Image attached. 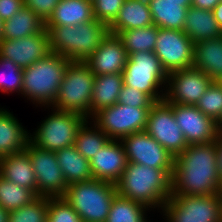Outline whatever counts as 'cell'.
<instances>
[{"label":"cell","mask_w":222,"mask_h":222,"mask_svg":"<svg viewBox=\"0 0 222 222\" xmlns=\"http://www.w3.org/2000/svg\"><path fill=\"white\" fill-rule=\"evenodd\" d=\"M172 195L221 194L215 141L188 145L174 158Z\"/></svg>","instance_id":"cell-1"},{"label":"cell","mask_w":222,"mask_h":222,"mask_svg":"<svg viewBox=\"0 0 222 222\" xmlns=\"http://www.w3.org/2000/svg\"><path fill=\"white\" fill-rule=\"evenodd\" d=\"M173 168H152L127 162L126 168L116 183L117 194L139 202L149 209L162 210L172 195Z\"/></svg>","instance_id":"cell-2"},{"label":"cell","mask_w":222,"mask_h":222,"mask_svg":"<svg viewBox=\"0 0 222 222\" xmlns=\"http://www.w3.org/2000/svg\"><path fill=\"white\" fill-rule=\"evenodd\" d=\"M50 52L70 61H86L100 46L109 28L99 20L73 26H45Z\"/></svg>","instance_id":"cell-3"},{"label":"cell","mask_w":222,"mask_h":222,"mask_svg":"<svg viewBox=\"0 0 222 222\" xmlns=\"http://www.w3.org/2000/svg\"><path fill=\"white\" fill-rule=\"evenodd\" d=\"M69 62L68 58L50 52L31 66L23 68L21 95L31 100L36 107H50L57 97Z\"/></svg>","instance_id":"cell-4"},{"label":"cell","mask_w":222,"mask_h":222,"mask_svg":"<svg viewBox=\"0 0 222 222\" xmlns=\"http://www.w3.org/2000/svg\"><path fill=\"white\" fill-rule=\"evenodd\" d=\"M116 195V184L91 179L69 184L63 198L78 213L82 222H106Z\"/></svg>","instance_id":"cell-5"},{"label":"cell","mask_w":222,"mask_h":222,"mask_svg":"<svg viewBox=\"0 0 222 222\" xmlns=\"http://www.w3.org/2000/svg\"><path fill=\"white\" fill-rule=\"evenodd\" d=\"M94 77L85 61H70L60 84L54 103L47 107L72 111L90 119L91 98L94 87Z\"/></svg>","instance_id":"cell-6"},{"label":"cell","mask_w":222,"mask_h":222,"mask_svg":"<svg viewBox=\"0 0 222 222\" xmlns=\"http://www.w3.org/2000/svg\"><path fill=\"white\" fill-rule=\"evenodd\" d=\"M122 75L124 85L146 93L154 102L164 100L168 74L154 52L129 54Z\"/></svg>","instance_id":"cell-7"},{"label":"cell","mask_w":222,"mask_h":222,"mask_svg":"<svg viewBox=\"0 0 222 222\" xmlns=\"http://www.w3.org/2000/svg\"><path fill=\"white\" fill-rule=\"evenodd\" d=\"M51 109V115L41 121L33 135L30 133L29 141L49 151L74 145L77 131L87 118L77 112Z\"/></svg>","instance_id":"cell-8"},{"label":"cell","mask_w":222,"mask_h":222,"mask_svg":"<svg viewBox=\"0 0 222 222\" xmlns=\"http://www.w3.org/2000/svg\"><path fill=\"white\" fill-rule=\"evenodd\" d=\"M160 213L167 222H222V195H171Z\"/></svg>","instance_id":"cell-9"},{"label":"cell","mask_w":222,"mask_h":222,"mask_svg":"<svg viewBox=\"0 0 222 222\" xmlns=\"http://www.w3.org/2000/svg\"><path fill=\"white\" fill-rule=\"evenodd\" d=\"M149 110L117 103L98 111L90 120L111 140H121L145 130Z\"/></svg>","instance_id":"cell-10"},{"label":"cell","mask_w":222,"mask_h":222,"mask_svg":"<svg viewBox=\"0 0 222 222\" xmlns=\"http://www.w3.org/2000/svg\"><path fill=\"white\" fill-rule=\"evenodd\" d=\"M145 131L174 157L188 146L174 118L173 103L165 100L155 102L151 106Z\"/></svg>","instance_id":"cell-11"},{"label":"cell","mask_w":222,"mask_h":222,"mask_svg":"<svg viewBox=\"0 0 222 222\" xmlns=\"http://www.w3.org/2000/svg\"><path fill=\"white\" fill-rule=\"evenodd\" d=\"M37 179V196L63 197L68 184L58 165L55 151L43 150L30 141L26 148Z\"/></svg>","instance_id":"cell-12"},{"label":"cell","mask_w":222,"mask_h":222,"mask_svg":"<svg viewBox=\"0 0 222 222\" xmlns=\"http://www.w3.org/2000/svg\"><path fill=\"white\" fill-rule=\"evenodd\" d=\"M154 53L167 74L193 67L194 43L183 31L159 28Z\"/></svg>","instance_id":"cell-13"},{"label":"cell","mask_w":222,"mask_h":222,"mask_svg":"<svg viewBox=\"0 0 222 222\" xmlns=\"http://www.w3.org/2000/svg\"><path fill=\"white\" fill-rule=\"evenodd\" d=\"M213 80L195 67L168 74L164 100L168 103L196 106Z\"/></svg>","instance_id":"cell-14"},{"label":"cell","mask_w":222,"mask_h":222,"mask_svg":"<svg viewBox=\"0 0 222 222\" xmlns=\"http://www.w3.org/2000/svg\"><path fill=\"white\" fill-rule=\"evenodd\" d=\"M128 162L152 168H173L174 156L145 130L120 140Z\"/></svg>","instance_id":"cell-15"},{"label":"cell","mask_w":222,"mask_h":222,"mask_svg":"<svg viewBox=\"0 0 222 222\" xmlns=\"http://www.w3.org/2000/svg\"><path fill=\"white\" fill-rule=\"evenodd\" d=\"M173 113L188 145L216 141L217 123L196 106L173 104Z\"/></svg>","instance_id":"cell-16"},{"label":"cell","mask_w":222,"mask_h":222,"mask_svg":"<svg viewBox=\"0 0 222 222\" xmlns=\"http://www.w3.org/2000/svg\"><path fill=\"white\" fill-rule=\"evenodd\" d=\"M49 53V36L46 29L21 39L0 41V57L11 60L20 68L31 66Z\"/></svg>","instance_id":"cell-17"},{"label":"cell","mask_w":222,"mask_h":222,"mask_svg":"<svg viewBox=\"0 0 222 222\" xmlns=\"http://www.w3.org/2000/svg\"><path fill=\"white\" fill-rule=\"evenodd\" d=\"M92 177L116 184L127 165V157L120 140H110L89 160Z\"/></svg>","instance_id":"cell-18"},{"label":"cell","mask_w":222,"mask_h":222,"mask_svg":"<svg viewBox=\"0 0 222 222\" xmlns=\"http://www.w3.org/2000/svg\"><path fill=\"white\" fill-rule=\"evenodd\" d=\"M127 59L128 55L120 38L116 34L109 32L103 38L100 46L85 62L96 76L122 74Z\"/></svg>","instance_id":"cell-19"},{"label":"cell","mask_w":222,"mask_h":222,"mask_svg":"<svg viewBox=\"0 0 222 222\" xmlns=\"http://www.w3.org/2000/svg\"><path fill=\"white\" fill-rule=\"evenodd\" d=\"M0 176L30 189L37 196V179L26 149L0 158Z\"/></svg>","instance_id":"cell-20"},{"label":"cell","mask_w":222,"mask_h":222,"mask_svg":"<svg viewBox=\"0 0 222 222\" xmlns=\"http://www.w3.org/2000/svg\"><path fill=\"white\" fill-rule=\"evenodd\" d=\"M27 129L10 110L0 108V158L24 150L29 143Z\"/></svg>","instance_id":"cell-21"},{"label":"cell","mask_w":222,"mask_h":222,"mask_svg":"<svg viewBox=\"0 0 222 222\" xmlns=\"http://www.w3.org/2000/svg\"><path fill=\"white\" fill-rule=\"evenodd\" d=\"M193 67L213 81L222 80V36L194 43Z\"/></svg>","instance_id":"cell-22"},{"label":"cell","mask_w":222,"mask_h":222,"mask_svg":"<svg viewBox=\"0 0 222 222\" xmlns=\"http://www.w3.org/2000/svg\"><path fill=\"white\" fill-rule=\"evenodd\" d=\"M149 4L142 0H125L115 20L108 26L109 32H119L153 25Z\"/></svg>","instance_id":"cell-23"},{"label":"cell","mask_w":222,"mask_h":222,"mask_svg":"<svg viewBox=\"0 0 222 222\" xmlns=\"http://www.w3.org/2000/svg\"><path fill=\"white\" fill-rule=\"evenodd\" d=\"M92 20L91 0H60L45 26H73Z\"/></svg>","instance_id":"cell-24"},{"label":"cell","mask_w":222,"mask_h":222,"mask_svg":"<svg viewBox=\"0 0 222 222\" xmlns=\"http://www.w3.org/2000/svg\"><path fill=\"white\" fill-rule=\"evenodd\" d=\"M183 32L193 43L222 36L213 12L196 7L188 8Z\"/></svg>","instance_id":"cell-25"},{"label":"cell","mask_w":222,"mask_h":222,"mask_svg":"<svg viewBox=\"0 0 222 222\" xmlns=\"http://www.w3.org/2000/svg\"><path fill=\"white\" fill-rule=\"evenodd\" d=\"M148 4L154 25L183 31L186 12L190 7L185 1L151 0Z\"/></svg>","instance_id":"cell-26"},{"label":"cell","mask_w":222,"mask_h":222,"mask_svg":"<svg viewBox=\"0 0 222 222\" xmlns=\"http://www.w3.org/2000/svg\"><path fill=\"white\" fill-rule=\"evenodd\" d=\"M123 84L122 74H103L94 77L90 118L98 111L117 104Z\"/></svg>","instance_id":"cell-27"},{"label":"cell","mask_w":222,"mask_h":222,"mask_svg":"<svg viewBox=\"0 0 222 222\" xmlns=\"http://www.w3.org/2000/svg\"><path fill=\"white\" fill-rule=\"evenodd\" d=\"M55 153L68 185L93 179L89 160L77 151L75 145L64 147Z\"/></svg>","instance_id":"cell-28"},{"label":"cell","mask_w":222,"mask_h":222,"mask_svg":"<svg viewBox=\"0 0 222 222\" xmlns=\"http://www.w3.org/2000/svg\"><path fill=\"white\" fill-rule=\"evenodd\" d=\"M45 30V22L25 6L3 22L2 40L21 39Z\"/></svg>","instance_id":"cell-29"},{"label":"cell","mask_w":222,"mask_h":222,"mask_svg":"<svg viewBox=\"0 0 222 222\" xmlns=\"http://www.w3.org/2000/svg\"><path fill=\"white\" fill-rule=\"evenodd\" d=\"M158 31L159 28L153 24L144 28L125 30L119 32L117 36L126 49L127 55L136 52H154Z\"/></svg>","instance_id":"cell-30"},{"label":"cell","mask_w":222,"mask_h":222,"mask_svg":"<svg viewBox=\"0 0 222 222\" xmlns=\"http://www.w3.org/2000/svg\"><path fill=\"white\" fill-rule=\"evenodd\" d=\"M110 140L111 139L102 132L93 121L87 119L78 129L74 145L83 157L90 160L91 157Z\"/></svg>","instance_id":"cell-31"},{"label":"cell","mask_w":222,"mask_h":222,"mask_svg":"<svg viewBox=\"0 0 222 222\" xmlns=\"http://www.w3.org/2000/svg\"><path fill=\"white\" fill-rule=\"evenodd\" d=\"M149 210L151 211L147 206L117 194L113 199L106 222H150L147 220L146 212Z\"/></svg>","instance_id":"cell-32"},{"label":"cell","mask_w":222,"mask_h":222,"mask_svg":"<svg viewBox=\"0 0 222 222\" xmlns=\"http://www.w3.org/2000/svg\"><path fill=\"white\" fill-rule=\"evenodd\" d=\"M36 197L30 189L0 176V205L8 212L29 204Z\"/></svg>","instance_id":"cell-33"},{"label":"cell","mask_w":222,"mask_h":222,"mask_svg":"<svg viewBox=\"0 0 222 222\" xmlns=\"http://www.w3.org/2000/svg\"><path fill=\"white\" fill-rule=\"evenodd\" d=\"M48 197L37 196L29 204L10 211L8 222H46Z\"/></svg>","instance_id":"cell-34"},{"label":"cell","mask_w":222,"mask_h":222,"mask_svg":"<svg viewBox=\"0 0 222 222\" xmlns=\"http://www.w3.org/2000/svg\"><path fill=\"white\" fill-rule=\"evenodd\" d=\"M23 68L9 59L0 57V92L21 94Z\"/></svg>","instance_id":"cell-35"},{"label":"cell","mask_w":222,"mask_h":222,"mask_svg":"<svg viewBox=\"0 0 222 222\" xmlns=\"http://www.w3.org/2000/svg\"><path fill=\"white\" fill-rule=\"evenodd\" d=\"M196 107L216 123L222 116V87L216 81L208 87L196 104Z\"/></svg>","instance_id":"cell-36"},{"label":"cell","mask_w":222,"mask_h":222,"mask_svg":"<svg viewBox=\"0 0 222 222\" xmlns=\"http://www.w3.org/2000/svg\"><path fill=\"white\" fill-rule=\"evenodd\" d=\"M46 222H82V220L65 198L48 197Z\"/></svg>","instance_id":"cell-37"},{"label":"cell","mask_w":222,"mask_h":222,"mask_svg":"<svg viewBox=\"0 0 222 222\" xmlns=\"http://www.w3.org/2000/svg\"><path fill=\"white\" fill-rule=\"evenodd\" d=\"M125 0H92L94 19L109 26L118 15Z\"/></svg>","instance_id":"cell-38"},{"label":"cell","mask_w":222,"mask_h":222,"mask_svg":"<svg viewBox=\"0 0 222 222\" xmlns=\"http://www.w3.org/2000/svg\"><path fill=\"white\" fill-rule=\"evenodd\" d=\"M117 103L130 107L151 108L155 102L146 93L123 84Z\"/></svg>","instance_id":"cell-39"},{"label":"cell","mask_w":222,"mask_h":222,"mask_svg":"<svg viewBox=\"0 0 222 222\" xmlns=\"http://www.w3.org/2000/svg\"><path fill=\"white\" fill-rule=\"evenodd\" d=\"M24 6L31 9L44 22L52 15L60 0H23Z\"/></svg>","instance_id":"cell-40"},{"label":"cell","mask_w":222,"mask_h":222,"mask_svg":"<svg viewBox=\"0 0 222 222\" xmlns=\"http://www.w3.org/2000/svg\"><path fill=\"white\" fill-rule=\"evenodd\" d=\"M23 7V0H0V18L3 21L11 19Z\"/></svg>","instance_id":"cell-41"},{"label":"cell","mask_w":222,"mask_h":222,"mask_svg":"<svg viewBox=\"0 0 222 222\" xmlns=\"http://www.w3.org/2000/svg\"><path fill=\"white\" fill-rule=\"evenodd\" d=\"M220 0H192L191 7L212 11Z\"/></svg>","instance_id":"cell-42"},{"label":"cell","mask_w":222,"mask_h":222,"mask_svg":"<svg viewBox=\"0 0 222 222\" xmlns=\"http://www.w3.org/2000/svg\"><path fill=\"white\" fill-rule=\"evenodd\" d=\"M215 143L217 146V169L219 172L222 187V133H219L217 135Z\"/></svg>","instance_id":"cell-43"},{"label":"cell","mask_w":222,"mask_h":222,"mask_svg":"<svg viewBox=\"0 0 222 222\" xmlns=\"http://www.w3.org/2000/svg\"><path fill=\"white\" fill-rule=\"evenodd\" d=\"M215 20L222 32V0L212 10Z\"/></svg>","instance_id":"cell-44"},{"label":"cell","mask_w":222,"mask_h":222,"mask_svg":"<svg viewBox=\"0 0 222 222\" xmlns=\"http://www.w3.org/2000/svg\"><path fill=\"white\" fill-rule=\"evenodd\" d=\"M9 212L0 205V222H8Z\"/></svg>","instance_id":"cell-45"},{"label":"cell","mask_w":222,"mask_h":222,"mask_svg":"<svg viewBox=\"0 0 222 222\" xmlns=\"http://www.w3.org/2000/svg\"><path fill=\"white\" fill-rule=\"evenodd\" d=\"M217 128H218L219 133H222V116L220 120L217 122Z\"/></svg>","instance_id":"cell-46"},{"label":"cell","mask_w":222,"mask_h":222,"mask_svg":"<svg viewBox=\"0 0 222 222\" xmlns=\"http://www.w3.org/2000/svg\"><path fill=\"white\" fill-rule=\"evenodd\" d=\"M3 20L0 18V41L2 40V34H3Z\"/></svg>","instance_id":"cell-47"},{"label":"cell","mask_w":222,"mask_h":222,"mask_svg":"<svg viewBox=\"0 0 222 222\" xmlns=\"http://www.w3.org/2000/svg\"><path fill=\"white\" fill-rule=\"evenodd\" d=\"M174 1H185L190 7L192 3V0H174Z\"/></svg>","instance_id":"cell-48"},{"label":"cell","mask_w":222,"mask_h":222,"mask_svg":"<svg viewBox=\"0 0 222 222\" xmlns=\"http://www.w3.org/2000/svg\"><path fill=\"white\" fill-rule=\"evenodd\" d=\"M219 84H220V86L222 87V80H219V81H217Z\"/></svg>","instance_id":"cell-49"},{"label":"cell","mask_w":222,"mask_h":222,"mask_svg":"<svg viewBox=\"0 0 222 222\" xmlns=\"http://www.w3.org/2000/svg\"><path fill=\"white\" fill-rule=\"evenodd\" d=\"M142 1H144V2H146V3H149L151 0H142Z\"/></svg>","instance_id":"cell-50"}]
</instances>
